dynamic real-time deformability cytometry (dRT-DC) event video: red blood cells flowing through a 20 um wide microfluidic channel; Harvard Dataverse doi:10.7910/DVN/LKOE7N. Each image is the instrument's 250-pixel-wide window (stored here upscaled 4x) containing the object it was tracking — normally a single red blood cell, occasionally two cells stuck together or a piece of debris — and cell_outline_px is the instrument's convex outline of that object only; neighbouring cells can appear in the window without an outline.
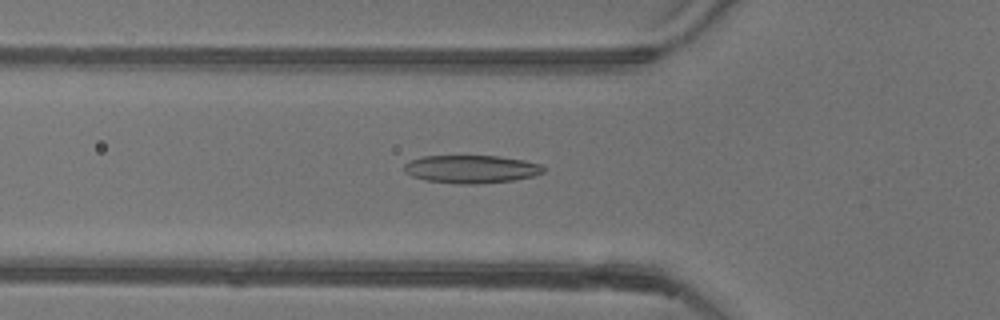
{"species": "common noctule bat (a hibernating species)", "species_latin": "Nyctalus noctula", "temperature_condition": "warm", "stored_images_in_passage": 40, "camera_frame_rate_fps": 3000, "um_per_image_px": 0.085, "animal": {"sex": "female"}, "frame": {"image": 1, "passage_image": 6, "time_ms": 1.667, "image_size_px": [1000, 320], "cell_outline_px": [[544, 172], [532, 176], [512, 180], [476, 184], [456, 184], [424, 180], [412, 176], [404, 172], [404, 164], [412, 160], [424, 156], [500, 156], [524, 160], [540, 164], [544, 168]], "centroid_in_image_um": [40.03, 14.38], "position_along_channel_um": 85.8, "area_um2": 22.66}}
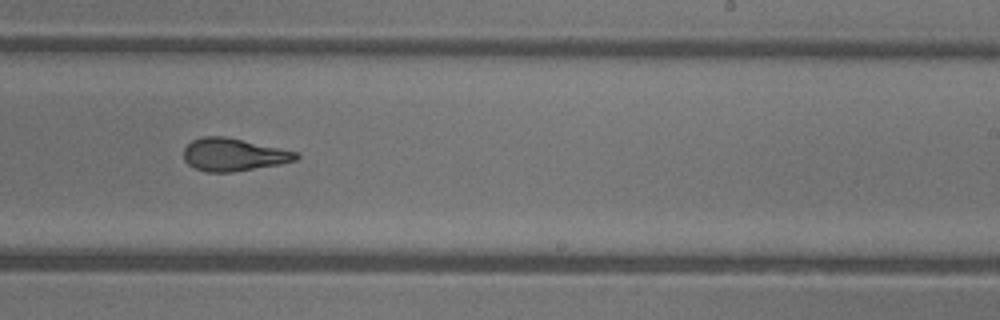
{"frame": {"image": 2, "passage_image": 20, "time_ms": 6.333, "image_size_px": [1000, 320], "cell_outline_px": [[300, 156], [296, 160], [280, 164], [232, 172], [208, 172], [196, 168], [188, 164], [184, 160], [184, 148], [192, 140], [204, 136], [224, 136], [300, 152]], "centroid_in_image_um": [19.87, 13.14], "position_along_channel_um": 269.1, "area_um2": 21.39}}
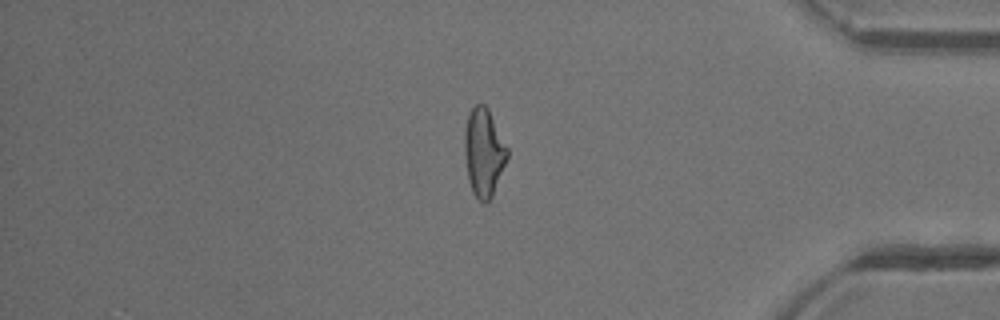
{"frame": {"image": 3, "passage_image": 32, "time_ms": 10.333, "image_size_px": [1000, 320], "cell_outline_px": [[508, 156], [492, 196], [484, 204], [472, 192], [468, 180], [464, 152], [464, 132], [468, 116], [472, 108], [476, 104], [484, 104], [488, 108], [508, 148]], "centroid_in_image_um": [41.11, 12.95], "position_along_channel_um": 394.1, "area_um2": 21.79}, "authors_computed_cell_mechanics": {"area_um2": 21.7328, "velocity_mm_per_s": 3.9166, "shape_relaxation_time_tau1_ms": 10.3114, "shape_relaxation_time_tau2_ms": 2.0634, "deformation_change_tau1": 0.2755, "deformation_change_tau2": 0.1058}}